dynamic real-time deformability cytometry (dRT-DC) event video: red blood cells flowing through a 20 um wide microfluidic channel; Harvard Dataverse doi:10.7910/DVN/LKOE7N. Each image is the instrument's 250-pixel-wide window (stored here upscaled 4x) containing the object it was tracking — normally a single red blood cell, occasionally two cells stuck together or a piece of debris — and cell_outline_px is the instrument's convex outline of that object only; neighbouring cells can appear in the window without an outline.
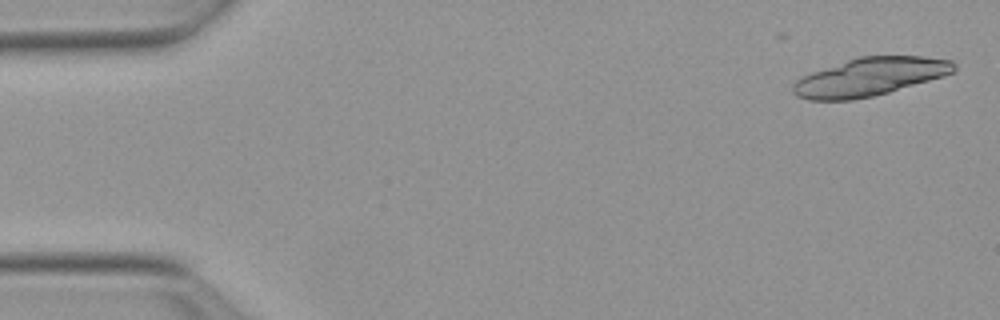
{"species": "Egyptian fruit bat (a non-hibernating species)", "species_latin": "Rousettus aegyptiacus", "temperature_condition": "warm", "stored_images_in_passage": 12, "camera_frame_rate_fps": 3000, "um_per_image_px": 0.085, "animal": {"sex": "female"}, "frame": {"image": 1, "passage_image": 1, "time_ms": 0.0, "image_size_px": [1000, 320], "cell_outline_px": [[956, 68], [952, 72], [944, 76], [888, 92], [872, 96], [852, 100], [808, 100], [796, 96], [792, 92], [792, 84], [800, 76], [860, 56], [920, 56], [952, 60], [956, 64]], "centroid_in_image_um": [73.91, 6.54], "position_along_channel_um": 11.1, "area_um2": 35.6}}